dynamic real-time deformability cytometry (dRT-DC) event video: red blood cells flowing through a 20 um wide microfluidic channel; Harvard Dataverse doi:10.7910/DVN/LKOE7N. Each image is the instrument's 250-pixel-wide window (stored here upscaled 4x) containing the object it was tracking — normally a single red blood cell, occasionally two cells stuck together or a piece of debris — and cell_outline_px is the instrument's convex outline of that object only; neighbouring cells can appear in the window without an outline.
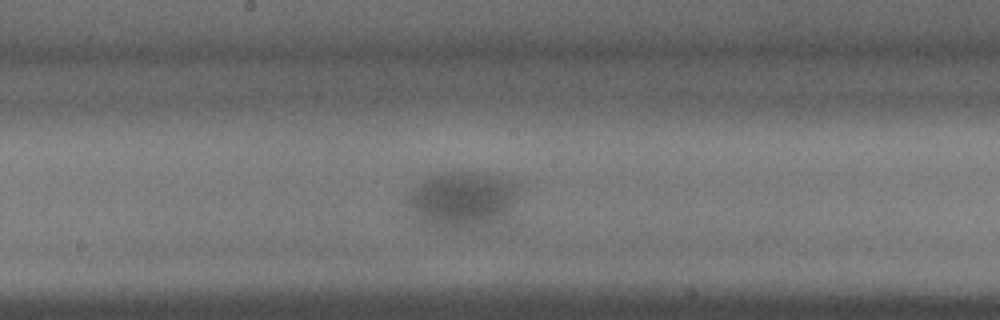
{"species": "common noctule bat (a hibernating species)", "species_latin": "Nyctalus noctula", "temperature_condition": "warm", "stored_images_in_passage": 35, "camera_frame_rate_fps": 3000, "um_per_image_px": 0.085, "animal": {"sex": "male", "body_mass_g": 15.6}, "frame": {"image": 1, "passage_image": 17, "time_ms": 5.333, "image_size_px": [1000, 320], "cell_outline_px": [[520, 184], [512, 208], [508, 212], [496, 220], [472, 232], [440, 228], [416, 220], [408, 208], [408, 196], [412, 188], [424, 180], [432, 176], [444, 172], [484, 172], [500, 176], [512, 180]], "centroid_in_image_um": [39.29, 16.99], "position_along_channel_um": 208.9, "area_um2": 37.05}}
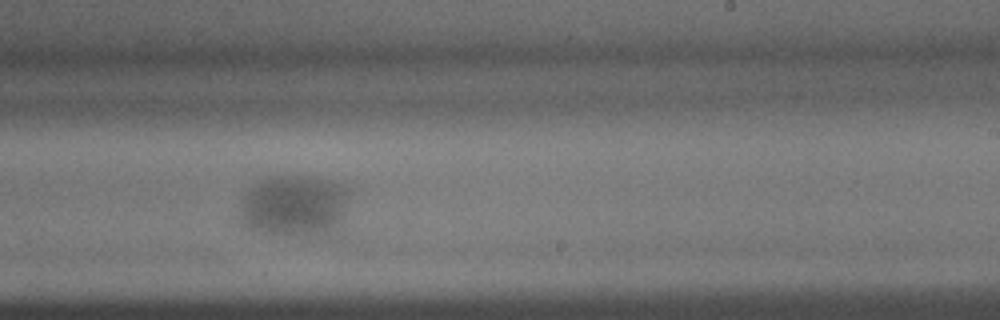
{"frame": {"image": 2, "passage_image": 20, "time_ms": 6.333, "image_size_px": [1000, 320], "cell_outline_px": [[348, 192], [340, 224], [320, 232], [264, 232], [248, 228], [244, 224], [240, 208], [244, 196], [248, 188], [260, 180], [268, 176], [308, 176], [328, 180], [340, 184]], "centroid_in_image_um": [24.94, 17.39], "position_along_channel_um": 264.1, "area_um2": 37.34}}
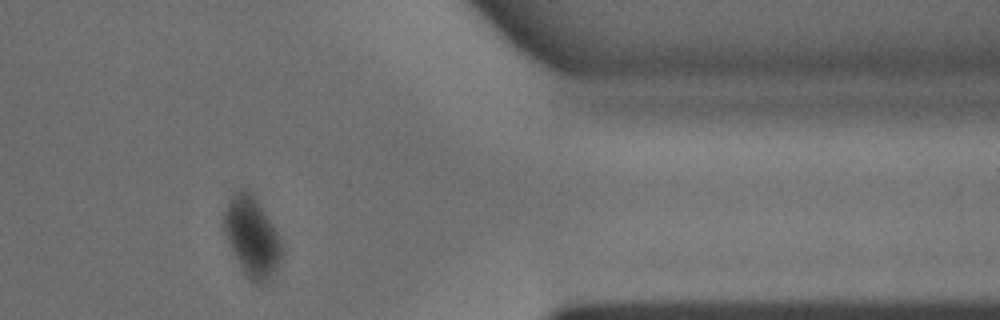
{"frame": {"image": 3, "passage_image": 28, "time_ms": 9.0, "image_size_px": [1000, 320], "cell_outline_px": [[284, 256], [280, 264], [272, 276], [264, 284], [252, 280], [244, 272], [232, 252], [228, 244], [224, 232], [224, 212], [228, 200], [232, 192], [240, 188], [244, 188], [256, 200], [272, 224], [284, 248]], "centroid_in_image_um": [21.42, 20.14], "position_along_channel_um": 390.0, "area_um2": 26.65}}